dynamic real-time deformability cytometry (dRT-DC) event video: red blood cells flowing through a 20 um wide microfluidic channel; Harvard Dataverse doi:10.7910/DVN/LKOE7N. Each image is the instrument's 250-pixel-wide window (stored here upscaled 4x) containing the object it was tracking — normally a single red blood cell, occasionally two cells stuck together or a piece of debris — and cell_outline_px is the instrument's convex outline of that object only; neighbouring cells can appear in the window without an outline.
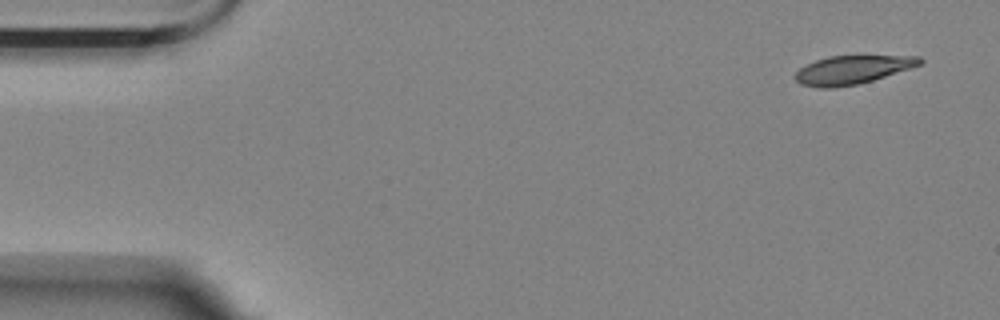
{"species": "Egyptian fruit bat (a non-hibernating species)", "species_latin": "Rousettus aegyptiacus", "temperature_condition": "room temperature", "stored_images_in_passage": 4, "camera_frame_rate_fps": 3000, "um_per_image_px": 0.085, "animal": {"sex": "female"}, "frame": {"image": 1, "passage_image": 1, "time_ms": 0.0, "image_size_px": [1000, 320], "cell_outline_px": [[924, 60], [920, 64], [860, 84], [832, 88], [816, 88], [800, 84], [792, 76], [800, 68], [816, 60], [828, 56], [920, 56]], "centroid_in_image_um": [72.38, 5.94], "position_along_channel_um": 12.6, "area_um2": 20.52}}